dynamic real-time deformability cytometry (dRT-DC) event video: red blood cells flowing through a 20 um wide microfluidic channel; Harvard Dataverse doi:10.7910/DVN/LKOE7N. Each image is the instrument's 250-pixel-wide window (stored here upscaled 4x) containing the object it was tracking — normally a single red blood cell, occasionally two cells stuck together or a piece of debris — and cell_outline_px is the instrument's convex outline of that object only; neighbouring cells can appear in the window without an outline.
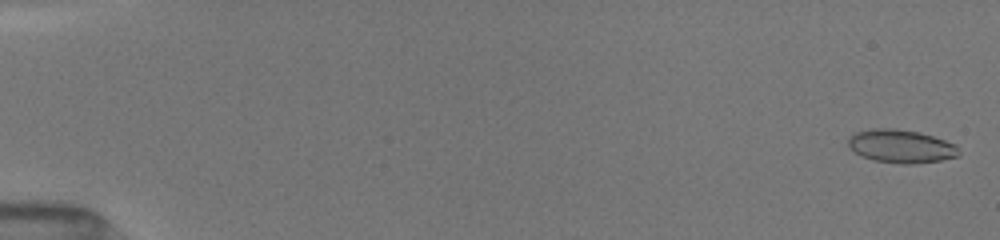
{"species": "common noctule bat (a hibernating species)", "species_latin": "Nyctalus noctula", "temperature_condition": "room temperature", "stored_images_in_passage": 33, "camera_frame_rate_fps": 3000, "um_per_image_px": 0.085, "animal": {"sex": "female", "body_mass_g": 19.5, "forearm_length_mm": 54.1}, "frame": {"image": 1, "passage_image": 1, "time_ms": 0.0, "image_size_px": [1000, 240], "cell_outline_px": [[960, 156], [940, 160], [912, 164], [904, 164], [872, 160], [856, 152], [848, 144], [848, 136], [856, 132], [872, 128], [892, 128], [920, 132], [956, 144], [960, 152]], "centroid_in_image_um": [76.61, 12.42], "position_along_channel_um": 8.4, "area_um2": 21.39}}
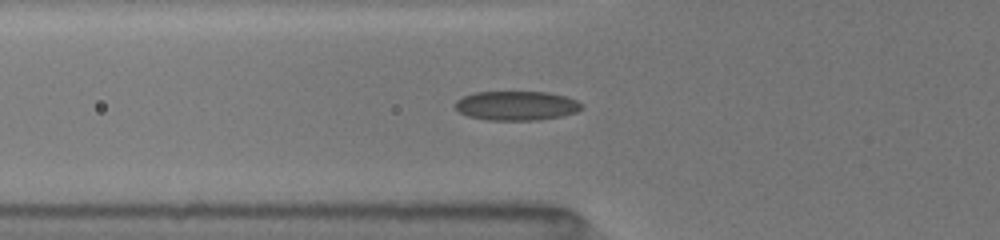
{"frame": {"image": 2, "passage_image": 19, "time_ms": 6.0, "image_size_px": [1000, 240], "cell_outline_px": [[584, 108], [576, 112], [560, 116], [540, 120], [488, 120], [468, 116], [460, 112], [456, 108], [456, 100], [464, 96], [476, 92], [548, 92], [568, 96], [584, 104]], "centroid_in_image_um": [43.95, 8.98], "position_along_channel_um": 81.8, "area_um2": 21.68}}
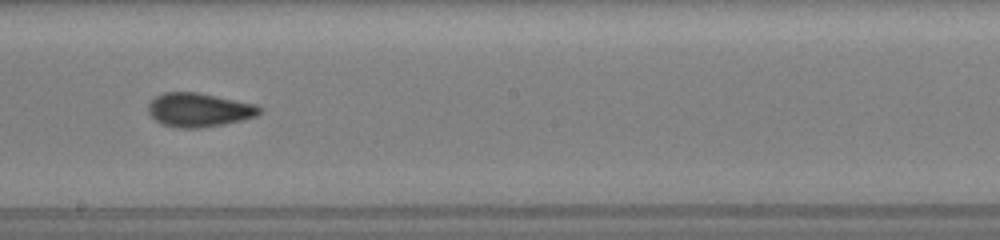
{"frame": {"image": 3, "passage_image": 31, "time_ms": 9.667, "image_size_px": [1000, 240], "cell_outline_px": [[264, 108], [256, 116], [224, 124], [200, 128], [180, 128], [160, 124], [148, 112], [148, 104], [156, 96], [164, 92], [196, 92], [256, 104]], "centroid_in_image_um": [16.91, 9.34], "position_along_channel_um": 231.3, "area_um2": 21.91}}